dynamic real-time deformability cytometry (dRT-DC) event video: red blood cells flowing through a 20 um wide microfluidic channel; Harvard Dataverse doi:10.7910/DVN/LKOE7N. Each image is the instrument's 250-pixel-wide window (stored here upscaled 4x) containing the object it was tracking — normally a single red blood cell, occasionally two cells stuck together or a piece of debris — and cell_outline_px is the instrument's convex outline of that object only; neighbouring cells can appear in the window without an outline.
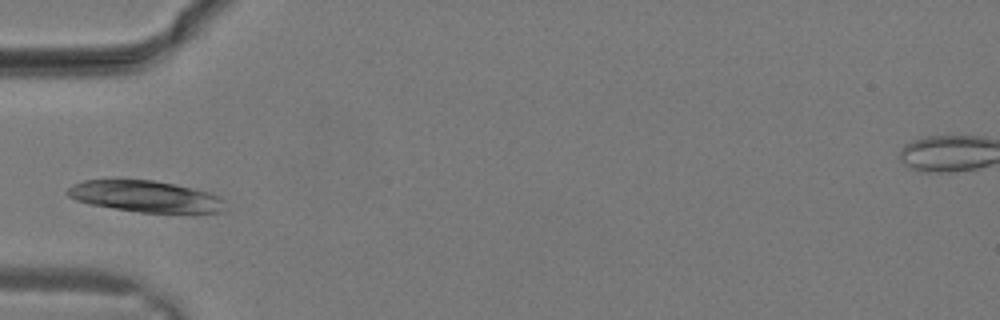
{"species": "common noctule bat (a hibernating species)", "species_latin": "Nyctalus noctula", "temperature_condition": "warm", "stored_images_in_passage": 9, "camera_frame_rate_fps": 3000, "um_per_image_px": 0.085, "animal": {"sex": "male", "body_mass_g": 19.2, "forearm_length_mm": 51.8}, "frame": {"image": 1, "passage_image": 6, "time_ms": 1.667, "image_size_px": [1000, 320], "cell_outline_px": [[224, 212], [140, 212], [92, 204], [76, 200], [68, 196], [64, 192], [72, 184], [84, 180], [152, 180], [192, 188], [208, 192], [220, 196], [224, 200]], "centroid_in_image_um": [12.34, 16.69], "position_along_channel_um": 72.7, "area_um2": 28.44}}
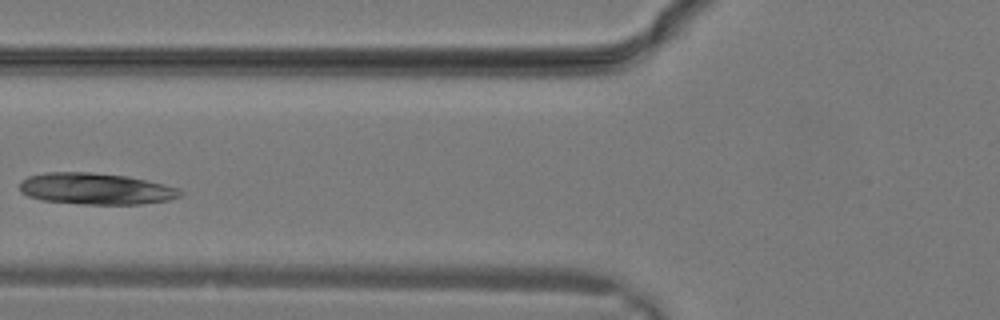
{"frame": {"image": 2, "passage_image": 8, "time_ms": 2.333, "image_size_px": [1000, 320], "cell_outline_px": [[184, 192], [180, 196], [168, 200], [140, 204], [84, 204], [40, 200], [28, 196], [20, 192], [20, 184], [28, 176], [44, 172], [92, 172], [128, 176], [164, 184], [180, 188]], "centroid_in_image_um": [8.15, 16.04], "position_along_channel_um": 117.7, "area_um2": 29.54}}